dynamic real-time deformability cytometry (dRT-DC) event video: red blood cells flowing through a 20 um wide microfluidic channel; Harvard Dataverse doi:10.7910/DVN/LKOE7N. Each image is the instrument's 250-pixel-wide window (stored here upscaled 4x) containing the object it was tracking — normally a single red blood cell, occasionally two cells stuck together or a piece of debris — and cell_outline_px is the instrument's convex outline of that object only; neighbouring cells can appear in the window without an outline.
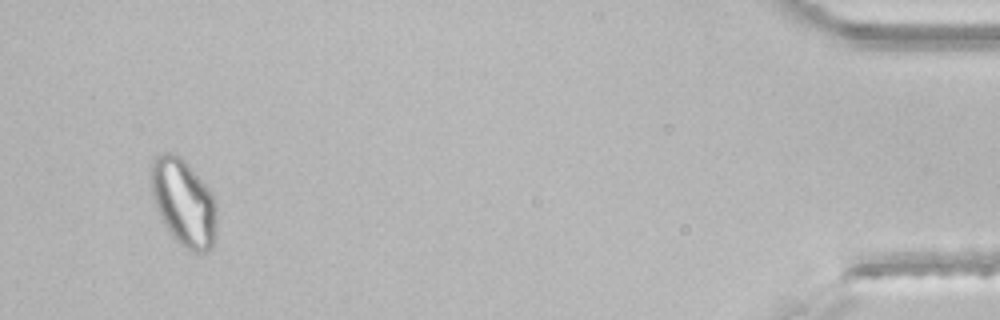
{"species": "common noctule bat (a hibernating species)", "species_latin": "Nyctalus noctula", "temperature_condition": "room temperature", "stored_images_in_passage": 36, "segment_of_instrument_passage": [2, 2], "camera_frame_rate_fps": 3000, "um_per_image_px": 0.085, "animal": {"sex": "male", "body_mass_g": 21.5, "forearm_length_mm": 52.0}, "frame": {"image": 1, "passage_image": 34, "time_ms": 11.0, "image_size_px": [1000, 320], "cell_outline_px": [[216, 232], [212, 244], [208, 252], [196, 252], [180, 244], [176, 240], [160, 216], [152, 196], [152, 160], [156, 156], [164, 152], [168, 152], [180, 156], [184, 160], [212, 192], [216, 204]], "centroid_in_image_um": [15.63, 17.2], "position_along_channel_um": 419.6, "area_um2": 32.71}}